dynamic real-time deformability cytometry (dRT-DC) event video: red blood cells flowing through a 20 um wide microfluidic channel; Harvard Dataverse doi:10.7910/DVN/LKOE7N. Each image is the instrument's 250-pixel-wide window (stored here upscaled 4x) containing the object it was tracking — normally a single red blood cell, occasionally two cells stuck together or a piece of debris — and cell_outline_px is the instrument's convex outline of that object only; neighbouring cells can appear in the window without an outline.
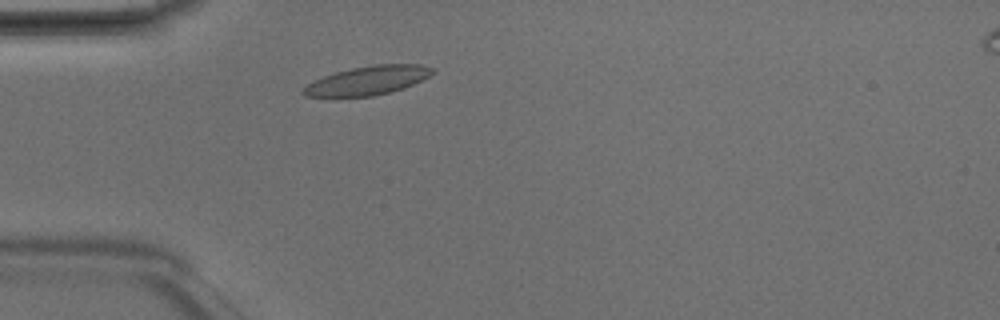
{"species": "Egyptian fruit bat (a non-hibernating species)", "species_latin": "Rousettus aegyptiacus", "temperature_condition": "room temperature", "stored_images_in_passage": 41, "camera_frame_rate_fps": 3000, "um_per_image_px": 0.085, "animal": {"sex": "male"}, "frame": {"image": 1, "passage_image": 6, "time_ms": 1.667, "image_size_px": [1000, 320], "cell_outline_px": [[436, 72], [404, 88], [372, 96], [304, 96], [300, 92], [300, 88], [324, 76], [336, 72], [352, 68], [376, 64], [420, 64], [432, 68]], "centroid_in_image_um": [31.23, 6.83], "position_along_channel_um": 53.8, "area_um2": 21.39}}
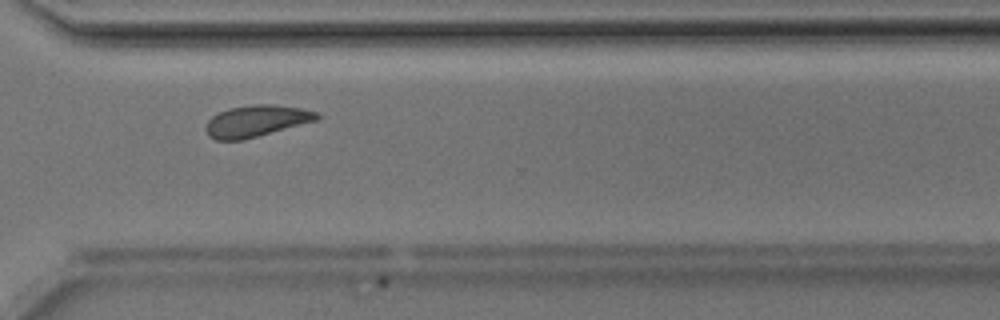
{"frame": {"image": 2, "passage_image": 28, "time_ms": 9.0, "image_size_px": [1000, 320], "cell_outline_px": [[320, 116], [316, 120], [244, 140], [216, 140], [208, 136], [204, 128], [208, 120], [212, 116], [228, 108], [252, 104], [272, 104], [300, 108], [316, 112]], "centroid_in_image_um": [21.72, 10.29], "position_along_channel_um": 348.9, "area_um2": 20.35}}
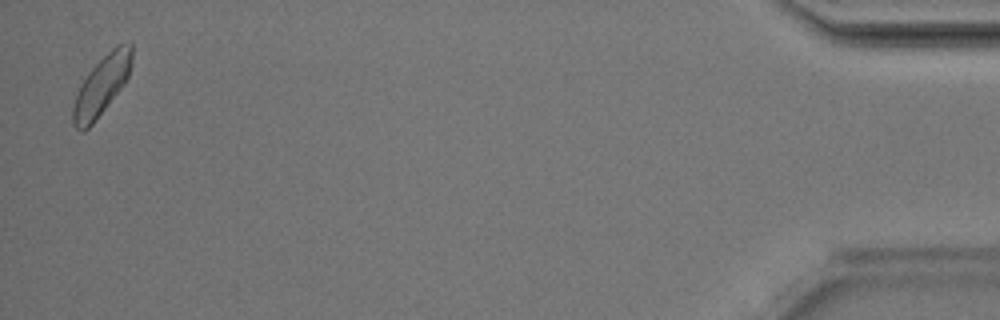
{"frame": {"image": 3, "passage_image": 40, "time_ms": 13.0, "image_size_px": [1000, 320], "cell_outline_px": [[132, 64], [128, 76], [124, 84], [92, 124], [84, 132], [80, 132], [72, 124], [72, 108], [76, 96], [88, 72], [116, 44], [132, 44]], "centroid_in_image_um": [8.63, 7.29], "position_along_channel_um": 426.6, "area_um2": 19.94}, "authors_computed_cell_mechanics": {"area_um2": 20.3456, "velocity_mm_per_s": 4.1419, "shape_relaxation_time_tau1_ms": 3.7141, "shape_relaxation_time_tau2_ms": 2.248, "deformation_change_tau1": 0.0895, "deformation_change_tau2": 0.0767}}